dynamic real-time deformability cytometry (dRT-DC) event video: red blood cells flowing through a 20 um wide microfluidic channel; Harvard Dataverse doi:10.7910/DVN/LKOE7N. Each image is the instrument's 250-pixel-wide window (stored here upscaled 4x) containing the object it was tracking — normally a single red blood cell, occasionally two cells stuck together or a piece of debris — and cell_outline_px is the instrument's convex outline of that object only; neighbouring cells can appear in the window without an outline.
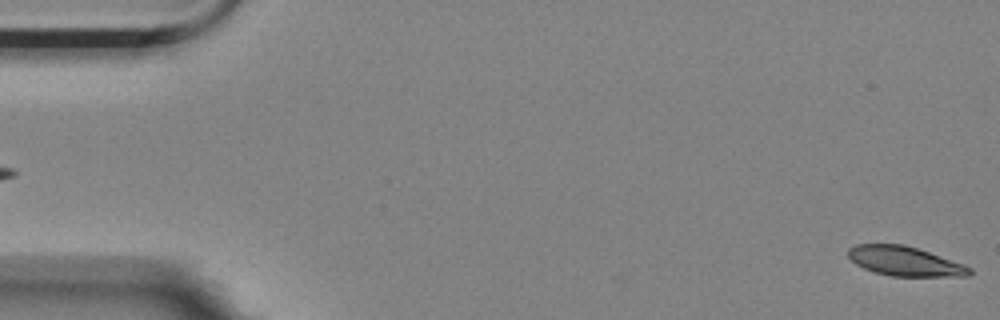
{"species": "Egyptian fruit bat (a non-hibernating species)", "species_latin": "Rousettus aegyptiacus", "temperature_condition": "room temperature", "stored_images_in_passage": 5, "segment_of_instrument_passage": [2, 2], "camera_frame_rate_fps": 3000, "um_per_image_px": 0.085, "animal": {"sex": "female"}, "frame": {"image": 1, "passage_image": 5, "time_ms": 1.333, "image_size_px": [1000, 320], "cell_outline_px": [[972, 276], [892, 276], [876, 272], [864, 268], [856, 264], [848, 256], [848, 248], [856, 244], [904, 244], [964, 264], [972, 268]], "centroid_in_image_um": [76.92, 22.2], "position_along_channel_um": 8.1, "area_um2": 20.69}}